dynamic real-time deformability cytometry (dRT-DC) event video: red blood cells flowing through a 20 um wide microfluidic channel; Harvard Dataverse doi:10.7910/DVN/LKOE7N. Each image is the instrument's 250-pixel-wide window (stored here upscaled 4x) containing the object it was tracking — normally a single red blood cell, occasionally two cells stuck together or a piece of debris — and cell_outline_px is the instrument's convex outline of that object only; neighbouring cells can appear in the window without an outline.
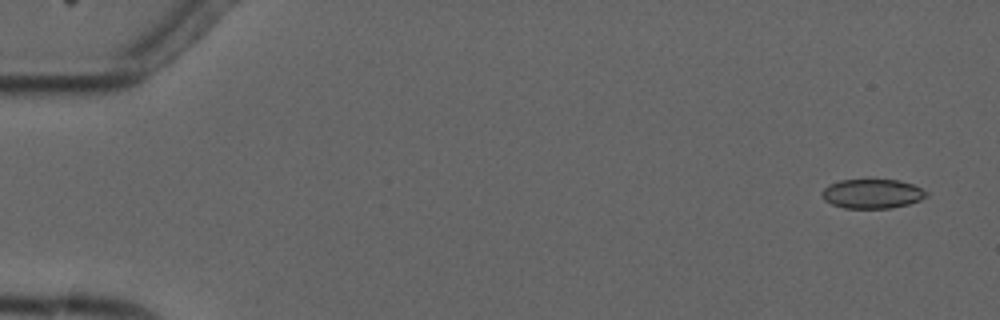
{"species": "common noctule bat (a hibernating species)", "species_latin": "Nyctalus noctula", "temperature_condition": "cold", "stored_images_in_passage": 4, "camera_frame_rate_fps": 3000, "um_per_image_px": 0.085, "animal": {"sex": "male", "forearm_length_mm": 52.5}, "frame": {"image": 1, "passage_image": 1, "time_ms": 0.0, "image_size_px": [1000, 320], "cell_outline_px": [[928, 196], [920, 200], [908, 204], [892, 208], [844, 208], [832, 204], [824, 200], [820, 196], [820, 192], [828, 184], [840, 180], [900, 180], [912, 184], [928, 192]], "centroid_in_image_um": [74.11, 16.47], "position_along_channel_um": 10.9, "area_um2": 17.98}}